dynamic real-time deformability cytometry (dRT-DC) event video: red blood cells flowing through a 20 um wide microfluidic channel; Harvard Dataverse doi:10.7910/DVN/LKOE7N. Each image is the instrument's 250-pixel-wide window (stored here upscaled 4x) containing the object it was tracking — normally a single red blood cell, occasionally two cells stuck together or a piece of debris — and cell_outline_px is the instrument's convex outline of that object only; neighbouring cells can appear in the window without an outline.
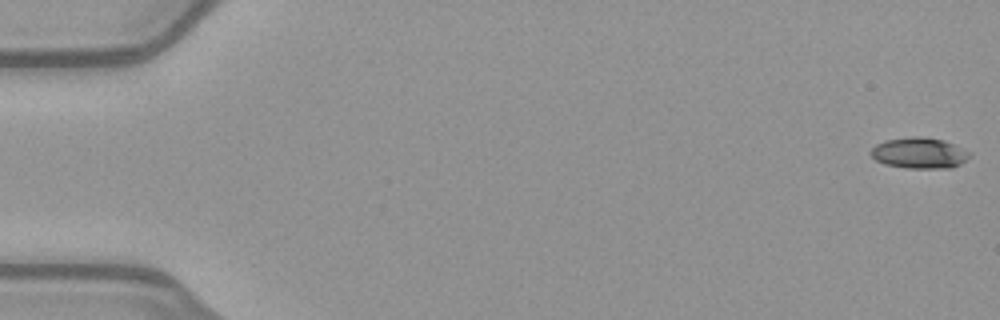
{"species": "common noctule bat (a hibernating species)", "species_latin": "Nyctalus noctula", "temperature_condition": "warm", "stored_images_in_passage": 52, "camera_frame_rate_fps": 3000, "um_per_image_px": 0.085, "animal": {"sex": "female", "body_mass_g": 21.9}, "frame": {"image": 1, "passage_image": 1, "time_ms": 0.0, "image_size_px": [1000, 320], "cell_outline_px": [[972, 156], [960, 164], [952, 168], [908, 168], [884, 164], [876, 160], [868, 152], [876, 144], [884, 140], [912, 136], [920, 136], [944, 140], [972, 152]], "centroid_in_image_um": [78.16, 13.0], "position_along_channel_um": 6.8, "area_um2": 18.03}}
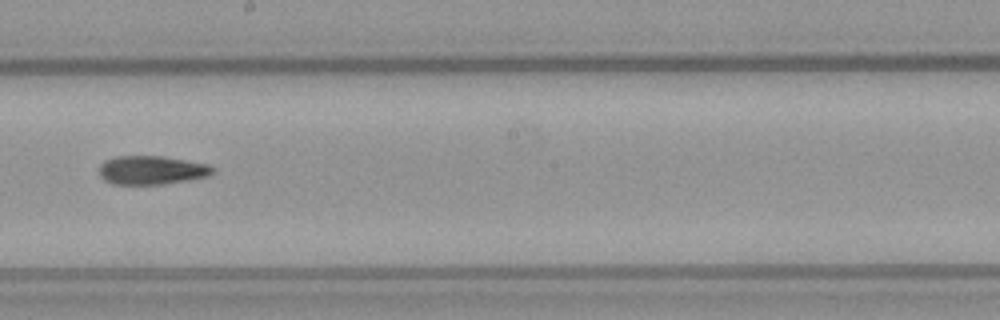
{"frame": {"image": 2, "passage_image": 30, "time_ms": 9.667, "image_size_px": [1000, 320], "cell_outline_px": [[216, 172], [208, 176], [188, 180], [164, 184], [112, 184], [104, 180], [100, 176], [100, 164], [104, 160], [116, 156], [164, 156], [208, 164]], "centroid_in_image_um": [12.88, 14.46], "position_along_channel_um": 235.3, "area_um2": 19.07}}
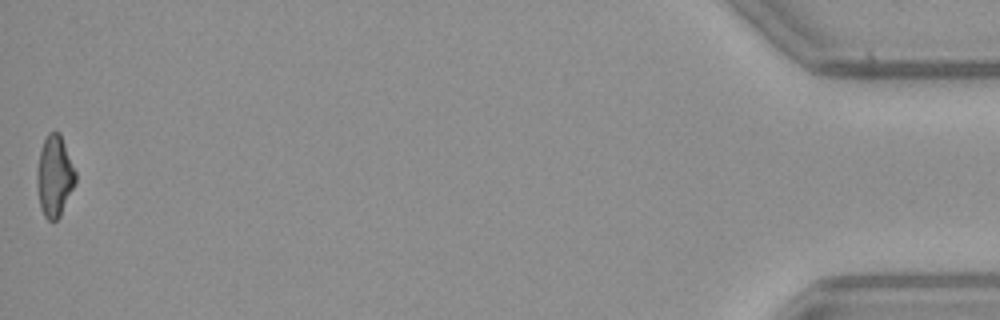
{"frame": {"image": 3, "passage_image": 52, "time_ms": 17.0, "image_size_px": [1000, 320], "cell_outline_px": [[76, 184], [60, 216], [56, 220], [48, 220], [44, 216], [40, 208], [36, 184], [36, 172], [40, 152], [44, 140], [48, 132], [60, 132], [76, 172]], "centroid_in_image_um": [4.63, 14.99], "position_along_channel_um": 430.6, "area_um2": 18.38}, "authors_computed_cell_mechanics": {"area_um2": 18.785, "velocity_mm_per_s": 4.0287, "shape_relaxation_time_tau1_ms": 11.0203, "shape_relaxation_time_tau2_ms": null, "deformation_change_tau1": 0.2808, "deformation_change_tau2": null}}